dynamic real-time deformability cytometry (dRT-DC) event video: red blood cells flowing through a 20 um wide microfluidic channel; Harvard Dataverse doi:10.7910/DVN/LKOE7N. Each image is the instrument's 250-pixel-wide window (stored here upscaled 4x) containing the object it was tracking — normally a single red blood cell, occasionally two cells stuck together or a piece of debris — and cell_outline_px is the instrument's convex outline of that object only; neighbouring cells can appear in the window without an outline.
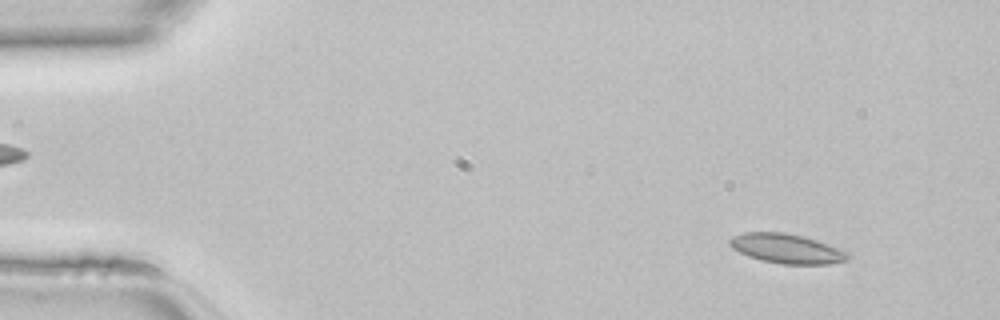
{"species": "common noctule bat (a hibernating species)", "species_latin": "Nyctalus noctula", "temperature_condition": "room temperature", "stored_images_in_passage": 46, "camera_frame_rate_fps": 3000, "um_per_image_px": 0.085, "animal": {"sex": "female", "body_mass_g": 22.7, "forearm_length_mm": 54.2}, "frame": {"image": 1, "passage_image": 4, "time_ms": 1.0, "image_size_px": [1000, 320], "cell_outline_px": [[852, 256], [848, 260], [828, 264], [784, 264], [760, 260], [748, 256], [732, 248], [728, 244], [728, 240], [732, 236], [744, 232], [784, 232], [804, 236], [840, 248], [848, 252]], "centroid_in_image_um": [66.88, 21.13], "position_along_channel_um": 18.1, "area_um2": 20.52}}
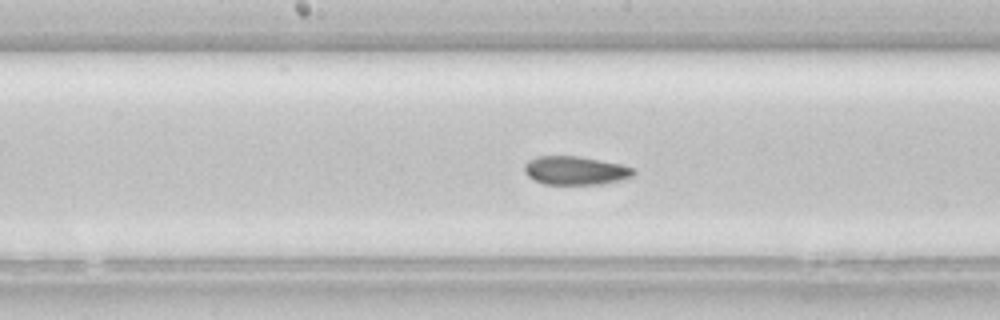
{"frame": {"image": 2, "passage_image": 23, "time_ms": 7.333, "image_size_px": [1000, 320], "cell_outline_px": [[636, 172], [632, 176], [600, 184], [544, 184], [532, 180], [524, 172], [524, 164], [528, 160], [536, 156], [580, 156], [620, 164], [636, 168]], "centroid_in_image_um": [48.86, 14.48], "position_along_channel_um": 199.3, "area_um2": 18.21}}
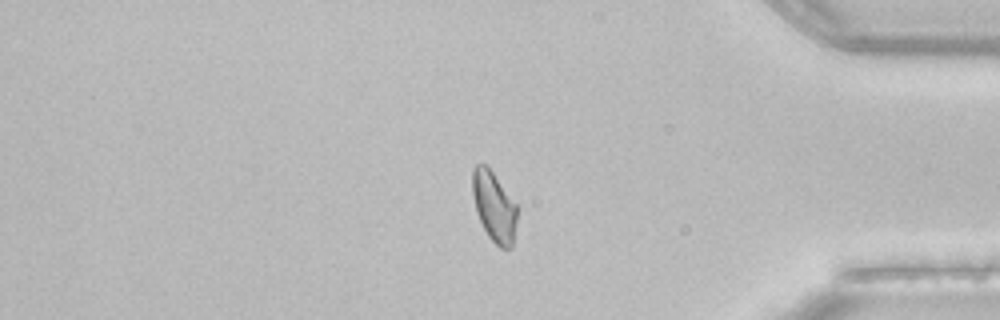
{"frame": {"image": 3, "passage_image": 38, "time_ms": 12.333, "image_size_px": [1000, 320], "cell_outline_px": [[520, 208], [512, 248], [500, 248], [488, 236], [476, 212], [472, 196], [472, 168], [476, 164], [488, 164]], "centroid_in_image_um": [42.03, 17.52], "position_along_channel_um": 393.2, "area_um2": 18.96}}